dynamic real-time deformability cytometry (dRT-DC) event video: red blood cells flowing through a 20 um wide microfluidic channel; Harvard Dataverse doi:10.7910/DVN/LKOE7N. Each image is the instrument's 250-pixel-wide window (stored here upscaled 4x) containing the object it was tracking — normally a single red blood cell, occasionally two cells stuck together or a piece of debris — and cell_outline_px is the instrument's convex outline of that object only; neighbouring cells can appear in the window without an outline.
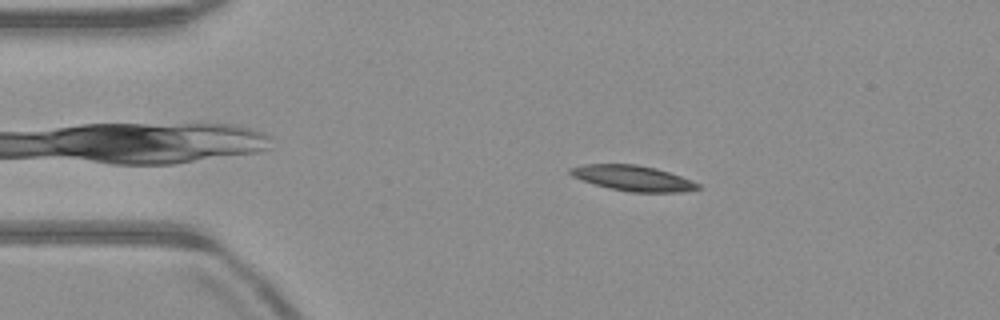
{"species": "common noctule bat (a hibernating species)", "species_latin": "Nyctalus noctula", "temperature_condition": "warm", "stored_images_in_passage": 47, "camera_frame_rate_fps": 3000, "um_per_image_px": 0.085, "animal": {"sex": "male", "body_mass_g": 23.1, "forearm_length_mm": 52.7}, "frame": {"image": 1, "passage_image": 4, "time_ms": 1.0, "image_size_px": [1000, 320], "cell_outline_px": [[700, 188], [680, 192], [632, 192], [608, 188], [572, 176], [568, 172], [568, 168], [584, 164], [636, 164], [656, 168], [680, 176], [700, 184]], "centroid_in_image_um": [53.77, 15.13], "position_along_channel_um": 31.2, "area_um2": 18.73}}
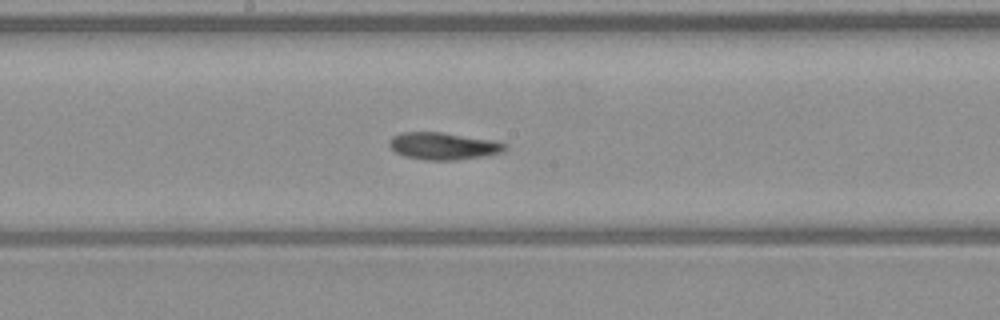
{"frame": {"image": 2, "passage_image": 21, "time_ms": 6.667, "image_size_px": [1000, 320], "cell_outline_px": [[508, 148], [500, 152], [484, 156], [456, 160], [424, 160], [404, 156], [396, 152], [388, 144], [388, 140], [392, 136], [400, 132], [440, 132], [496, 140], [508, 144]], "centroid_in_image_um": [37.68, 12.4], "position_along_channel_um": 210.5, "area_um2": 18.5}}
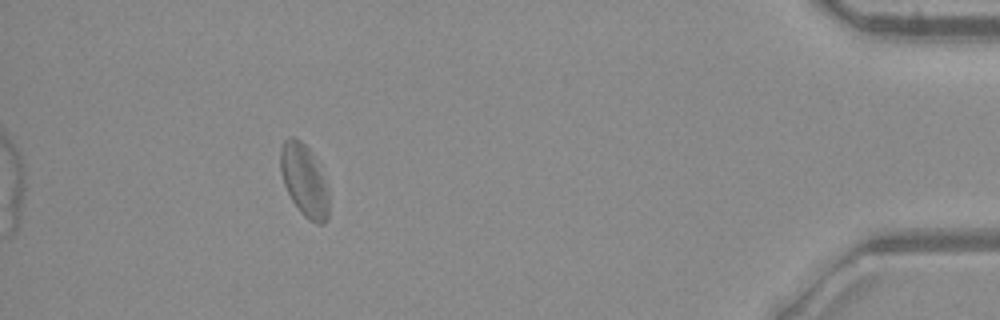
{"frame": {"image": 3, "passage_image": 41, "time_ms": 13.333, "image_size_px": [1000, 320], "cell_outline_px": [[328, 220], [324, 224], [320, 224], [304, 216], [300, 212], [292, 200], [284, 184], [280, 168], [280, 148], [284, 140], [288, 136], [292, 136], [300, 140], [308, 148], [324, 180], [328, 192]], "centroid_in_image_um": [25.83, 15.33], "position_along_channel_um": 409.4, "area_um2": 19.88}}